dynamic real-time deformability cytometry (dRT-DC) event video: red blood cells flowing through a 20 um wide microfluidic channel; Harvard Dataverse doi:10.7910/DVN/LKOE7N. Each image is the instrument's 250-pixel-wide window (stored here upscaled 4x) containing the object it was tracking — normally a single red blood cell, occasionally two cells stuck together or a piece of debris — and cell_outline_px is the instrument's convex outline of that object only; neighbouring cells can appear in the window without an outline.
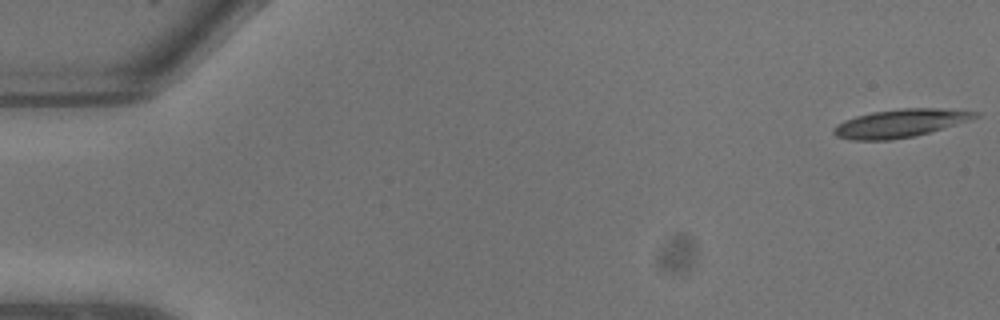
{"species": "common noctule bat (a hibernating species)", "species_latin": "Nyctalus noctula", "temperature_condition": "warm", "stored_images_in_passage": 10, "camera_frame_rate_fps": 3000, "um_per_image_px": 0.085, "animal": {"sex": "male", "body_mass_g": 13.3}, "frame": {"image": 1, "passage_image": 1, "time_ms": 0.0, "image_size_px": [1000, 320], "cell_outline_px": [[980, 116], [968, 120], [916, 136], [892, 140], [852, 140], [836, 136], [832, 132], [832, 128], [836, 124], [844, 120], [856, 116], [872, 112], [900, 108], [940, 108], [980, 112]], "centroid_in_image_um": [76.47, 10.48], "position_along_channel_um": 8.5, "area_um2": 23.18}}
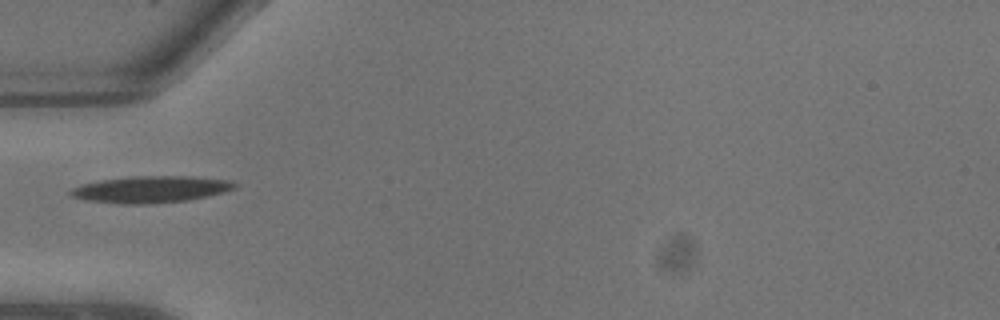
{"frame": {"image": 2, "passage_image": 8, "time_ms": 2.333, "image_size_px": [1000, 320], "cell_outline_px": [[236, 188], [224, 192], [208, 196], [188, 200], [148, 204], [120, 204], [84, 200], [72, 196], [68, 192], [72, 188], [80, 184], [100, 180], [132, 176], [188, 176], [228, 180], [236, 184]], "centroid_in_image_um": [12.77, 16.1], "position_along_channel_um": 72.2, "area_um2": 25.61}}
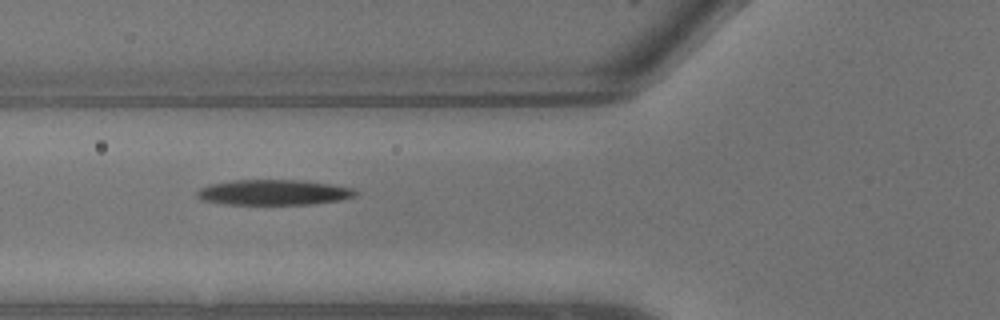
{"frame": {"image": 3, "passage_image": 9, "time_ms": 2.667, "image_size_px": [1000, 320], "cell_outline_px": [[360, 192], [356, 196], [340, 200], [312, 204], [228, 204], [200, 200], [196, 196], [196, 192], [200, 188], [212, 184], [236, 180], [304, 180], [352, 188]], "centroid_in_image_um": [23.28, 16.35], "position_along_channel_um": 102.5, "area_um2": 23.35}}